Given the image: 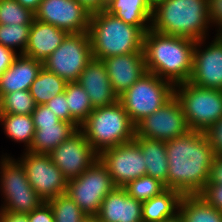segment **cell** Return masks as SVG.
<instances>
[{"label": "cell", "instance_id": "obj_7", "mask_svg": "<svg viewBox=\"0 0 222 222\" xmlns=\"http://www.w3.org/2000/svg\"><path fill=\"white\" fill-rule=\"evenodd\" d=\"M174 96V85L151 72H146L118 97L131 121L136 125Z\"/></svg>", "mask_w": 222, "mask_h": 222}, {"label": "cell", "instance_id": "obj_26", "mask_svg": "<svg viewBox=\"0 0 222 222\" xmlns=\"http://www.w3.org/2000/svg\"><path fill=\"white\" fill-rule=\"evenodd\" d=\"M178 214L184 222H222V212L197 194L182 196Z\"/></svg>", "mask_w": 222, "mask_h": 222}, {"label": "cell", "instance_id": "obj_36", "mask_svg": "<svg viewBox=\"0 0 222 222\" xmlns=\"http://www.w3.org/2000/svg\"><path fill=\"white\" fill-rule=\"evenodd\" d=\"M197 195L222 212V184L206 183Z\"/></svg>", "mask_w": 222, "mask_h": 222}, {"label": "cell", "instance_id": "obj_35", "mask_svg": "<svg viewBox=\"0 0 222 222\" xmlns=\"http://www.w3.org/2000/svg\"><path fill=\"white\" fill-rule=\"evenodd\" d=\"M45 104L61 121L72 123L77 129L80 128V125L70 115L65 92L56 95Z\"/></svg>", "mask_w": 222, "mask_h": 222}, {"label": "cell", "instance_id": "obj_13", "mask_svg": "<svg viewBox=\"0 0 222 222\" xmlns=\"http://www.w3.org/2000/svg\"><path fill=\"white\" fill-rule=\"evenodd\" d=\"M116 187H124L130 181L146 175V164L139 144L131 142L107 148L99 154Z\"/></svg>", "mask_w": 222, "mask_h": 222}, {"label": "cell", "instance_id": "obj_31", "mask_svg": "<svg viewBox=\"0 0 222 222\" xmlns=\"http://www.w3.org/2000/svg\"><path fill=\"white\" fill-rule=\"evenodd\" d=\"M52 208L55 222H81L87 217L80 207L66 194L47 201Z\"/></svg>", "mask_w": 222, "mask_h": 222}, {"label": "cell", "instance_id": "obj_30", "mask_svg": "<svg viewBox=\"0 0 222 222\" xmlns=\"http://www.w3.org/2000/svg\"><path fill=\"white\" fill-rule=\"evenodd\" d=\"M35 107L29 90L11 92L0 98V113L32 115Z\"/></svg>", "mask_w": 222, "mask_h": 222}, {"label": "cell", "instance_id": "obj_45", "mask_svg": "<svg viewBox=\"0 0 222 222\" xmlns=\"http://www.w3.org/2000/svg\"><path fill=\"white\" fill-rule=\"evenodd\" d=\"M16 1L26 9H29L31 12L35 13L42 0H16Z\"/></svg>", "mask_w": 222, "mask_h": 222}, {"label": "cell", "instance_id": "obj_5", "mask_svg": "<svg viewBox=\"0 0 222 222\" xmlns=\"http://www.w3.org/2000/svg\"><path fill=\"white\" fill-rule=\"evenodd\" d=\"M79 129L98 154L107 148L131 142L136 135L135 124L119 100L93 109Z\"/></svg>", "mask_w": 222, "mask_h": 222}, {"label": "cell", "instance_id": "obj_6", "mask_svg": "<svg viewBox=\"0 0 222 222\" xmlns=\"http://www.w3.org/2000/svg\"><path fill=\"white\" fill-rule=\"evenodd\" d=\"M190 130L204 132L222 117V90L202 88L191 82L174 86Z\"/></svg>", "mask_w": 222, "mask_h": 222}, {"label": "cell", "instance_id": "obj_12", "mask_svg": "<svg viewBox=\"0 0 222 222\" xmlns=\"http://www.w3.org/2000/svg\"><path fill=\"white\" fill-rule=\"evenodd\" d=\"M135 129L137 137L165 142L190 131L181 104L175 95L157 111L140 120Z\"/></svg>", "mask_w": 222, "mask_h": 222}, {"label": "cell", "instance_id": "obj_1", "mask_svg": "<svg viewBox=\"0 0 222 222\" xmlns=\"http://www.w3.org/2000/svg\"><path fill=\"white\" fill-rule=\"evenodd\" d=\"M168 158L167 189L182 195H196L209 180L215 157L211 145L202 131L190 130L186 134L165 142Z\"/></svg>", "mask_w": 222, "mask_h": 222}, {"label": "cell", "instance_id": "obj_10", "mask_svg": "<svg viewBox=\"0 0 222 222\" xmlns=\"http://www.w3.org/2000/svg\"><path fill=\"white\" fill-rule=\"evenodd\" d=\"M92 59L89 34L69 33L43 63V67L66 82H77L81 72Z\"/></svg>", "mask_w": 222, "mask_h": 222}, {"label": "cell", "instance_id": "obj_24", "mask_svg": "<svg viewBox=\"0 0 222 222\" xmlns=\"http://www.w3.org/2000/svg\"><path fill=\"white\" fill-rule=\"evenodd\" d=\"M182 194L174 189H166L160 195L142 202L143 222H163L178 214Z\"/></svg>", "mask_w": 222, "mask_h": 222}, {"label": "cell", "instance_id": "obj_8", "mask_svg": "<svg viewBox=\"0 0 222 222\" xmlns=\"http://www.w3.org/2000/svg\"><path fill=\"white\" fill-rule=\"evenodd\" d=\"M0 164L1 190L5 199L0 210L28 214L45 202L30 185L18 160L6 155Z\"/></svg>", "mask_w": 222, "mask_h": 222}, {"label": "cell", "instance_id": "obj_2", "mask_svg": "<svg viewBox=\"0 0 222 222\" xmlns=\"http://www.w3.org/2000/svg\"><path fill=\"white\" fill-rule=\"evenodd\" d=\"M195 45L194 40L149 29L143 37L146 70L174 86L189 81Z\"/></svg>", "mask_w": 222, "mask_h": 222}, {"label": "cell", "instance_id": "obj_4", "mask_svg": "<svg viewBox=\"0 0 222 222\" xmlns=\"http://www.w3.org/2000/svg\"><path fill=\"white\" fill-rule=\"evenodd\" d=\"M88 34L94 59L144 53V33L105 10L91 14Z\"/></svg>", "mask_w": 222, "mask_h": 222}, {"label": "cell", "instance_id": "obj_28", "mask_svg": "<svg viewBox=\"0 0 222 222\" xmlns=\"http://www.w3.org/2000/svg\"><path fill=\"white\" fill-rule=\"evenodd\" d=\"M0 122L10 139L24 142L26 151L30 148L35 133L32 115L0 113Z\"/></svg>", "mask_w": 222, "mask_h": 222}, {"label": "cell", "instance_id": "obj_17", "mask_svg": "<svg viewBox=\"0 0 222 222\" xmlns=\"http://www.w3.org/2000/svg\"><path fill=\"white\" fill-rule=\"evenodd\" d=\"M114 93L119 97L128 90L144 73V53H130L102 59Z\"/></svg>", "mask_w": 222, "mask_h": 222}, {"label": "cell", "instance_id": "obj_49", "mask_svg": "<svg viewBox=\"0 0 222 222\" xmlns=\"http://www.w3.org/2000/svg\"><path fill=\"white\" fill-rule=\"evenodd\" d=\"M153 7L162 0H147Z\"/></svg>", "mask_w": 222, "mask_h": 222}, {"label": "cell", "instance_id": "obj_39", "mask_svg": "<svg viewBox=\"0 0 222 222\" xmlns=\"http://www.w3.org/2000/svg\"><path fill=\"white\" fill-rule=\"evenodd\" d=\"M28 222H55L49 203L43 202L39 207L28 213Z\"/></svg>", "mask_w": 222, "mask_h": 222}, {"label": "cell", "instance_id": "obj_42", "mask_svg": "<svg viewBox=\"0 0 222 222\" xmlns=\"http://www.w3.org/2000/svg\"><path fill=\"white\" fill-rule=\"evenodd\" d=\"M207 183L222 184V156H215Z\"/></svg>", "mask_w": 222, "mask_h": 222}, {"label": "cell", "instance_id": "obj_44", "mask_svg": "<svg viewBox=\"0 0 222 222\" xmlns=\"http://www.w3.org/2000/svg\"><path fill=\"white\" fill-rule=\"evenodd\" d=\"M77 1L91 13L100 11V0H77Z\"/></svg>", "mask_w": 222, "mask_h": 222}, {"label": "cell", "instance_id": "obj_9", "mask_svg": "<svg viewBox=\"0 0 222 222\" xmlns=\"http://www.w3.org/2000/svg\"><path fill=\"white\" fill-rule=\"evenodd\" d=\"M115 187L107 167L98 159L79 177L68 180L66 193L87 216H96Z\"/></svg>", "mask_w": 222, "mask_h": 222}, {"label": "cell", "instance_id": "obj_3", "mask_svg": "<svg viewBox=\"0 0 222 222\" xmlns=\"http://www.w3.org/2000/svg\"><path fill=\"white\" fill-rule=\"evenodd\" d=\"M208 24V0H162L153 7L150 29L198 41L206 38Z\"/></svg>", "mask_w": 222, "mask_h": 222}, {"label": "cell", "instance_id": "obj_37", "mask_svg": "<svg viewBox=\"0 0 222 222\" xmlns=\"http://www.w3.org/2000/svg\"><path fill=\"white\" fill-rule=\"evenodd\" d=\"M215 156H222V117L204 132Z\"/></svg>", "mask_w": 222, "mask_h": 222}, {"label": "cell", "instance_id": "obj_41", "mask_svg": "<svg viewBox=\"0 0 222 222\" xmlns=\"http://www.w3.org/2000/svg\"><path fill=\"white\" fill-rule=\"evenodd\" d=\"M17 54L19 53L0 44V77L12 65Z\"/></svg>", "mask_w": 222, "mask_h": 222}, {"label": "cell", "instance_id": "obj_11", "mask_svg": "<svg viewBox=\"0 0 222 222\" xmlns=\"http://www.w3.org/2000/svg\"><path fill=\"white\" fill-rule=\"evenodd\" d=\"M18 161L25 169L30 185L45 202L66 194L68 180L49 154L26 151Z\"/></svg>", "mask_w": 222, "mask_h": 222}, {"label": "cell", "instance_id": "obj_19", "mask_svg": "<svg viewBox=\"0 0 222 222\" xmlns=\"http://www.w3.org/2000/svg\"><path fill=\"white\" fill-rule=\"evenodd\" d=\"M100 222H143L142 202L130 197L124 187H115L102 201Z\"/></svg>", "mask_w": 222, "mask_h": 222}, {"label": "cell", "instance_id": "obj_34", "mask_svg": "<svg viewBox=\"0 0 222 222\" xmlns=\"http://www.w3.org/2000/svg\"><path fill=\"white\" fill-rule=\"evenodd\" d=\"M30 27L31 25L0 24V44L14 51L18 46L20 47L19 54H24L28 45Z\"/></svg>", "mask_w": 222, "mask_h": 222}, {"label": "cell", "instance_id": "obj_33", "mask_svg": "<svg viewBox=\"0 0 222 222\" xmlns=\"http://www.w3.org/2000/svg\"><path fill=\"white\" fill-rule=\"evenodd\" d=\"M33 20L34 13L16 0H0V24L31 25Z\"/></svg>", "mask_w": 222, "mask_h": 222}, {"label": "cell", "instance_id": "obj_47", "mask_svg": "<svg viewBox=\"0 0 222 222\" xmlns=\"http://www.w3.org/2000/svg\"><path fill=\"white\" fill-rule=\"evenodd\" d=\"M163 222H184L183 219L180 217L179 214H177L174 218L165 220Z\"/></svg>", "mask_w": 222, "mask_h": 222}, {"label": "cell", "instance_id": "obj_40", "mask_svg": "<svg viewBox=\"0 0 222 222\" xmlns=\"http://www.w3.org/2000/svg\"><path fill=\"white\" fill-rule=\"evenodd\" d=\"M208 16L210 23L219 27L216 36L222 37V0H208Z\"/></svg>", "mask_w": 222, "mask_h": 222}, {"label": "cell", "instance_id": "obj_14", "mask_svg": "<svg viewBox=\"0 0 222 222\" xmlns=\"http://www.w3.org/2000/svg\"><path fill=\"white\" fill-rule=\"evenodd\" d=\"M49 155L67 180L79 177L99 159V154L80 129L61 142Z\"/></svg>", "mask_w": 222, "mask_h": 222}, {"label": "cell", "instance_id": "obj_23", "mask_svg": "<svg viewBox=\"0 0 222 222\" xmlns=\"http://www.w3.org/2000/svg\"><path fill=\"white\" fill-rule=\"evenodd\" d=\"M134 140L139 144L145 159L146 175L151 176L167 189L168 158L165 141L137 137Z\"/></svg>", "mask_w": 222, "mask_h": 222}, {"label": "cell", "instance_id": "obj_22", "mask_svg": "<svg viewBox=\"0 0 222 222\" xmlns=\"http://www.w3.org/2000/svg\"><path fill=\"white\" fill-rule=\"evenodd\" d=\"M104 10L125 23L137 26L144 34L150 29L153 6L147 0H111Z\"/></svg>", "mask_w": 222, "mask_h": 222}, {"label": "cell", "instance_id": "obj_16", "mask_svg": "<svg viewBox=\"0 0 222 222\" xmlns=\"http://www.w3.org/2000/svg\"><path fill=\"white\" fill-rule=\"evenodd\" d=\"M203 41H196L189 82L202 88L222 90V37H215L211 45L200 50Z\"/></svg>", "mask_w": 222, "mask_h": 222}, {"label": "cell", "instance_id": "obj_15", "mask_svg": "<svg viewBox=\"0 0 222 222\" xmlns=\"http://www.w3.org/2000/svg\"><path fill=\"white\" fill-rule=\"evenodd\" d=\"M91 14L77 0H42L34 19L68 33H88Z\"/></svg>", "mask_w": 222, "mask_h": 222}, {"label": "cell", "instance_id": "obj_27", "mask_svg": "<svg viewBox=\"0 0 222 222\" xmlns=\"http://www.w3.org/2000/svg\"><path fill=\"white\" fill-rule=\"evenodd\" d=\"M66 84L67 82L64 79L42 67L38 76L31 84L29 91L35 104L40 105L63 93Z\"/></svg>", "mask_w": 222, "mask_h": 222}, {"label": "cell", "instance_id": "obj_32", "mask_svg": "<svg viewBox=\"0 0 222 222\" xmlns=\"http://www.w3.org/2000/svg\"><path fill=\"white\" fill-rule=\"evenodd\" d=\"M124 188L130 197L140 202L148 201L166 190L163 183L148 175L130 181Z\"/></svg>", "mask_w": 222, "mask_h": 222}, {"label": "cell", "instance_id": "obj_48", "mask_svg": "<svg viewBox=\"0 0 222 222\" xmlns=\"http://www.w3.org/2000/svg\"><path fill=\"white\" fill-rule=\"evenodd\" d=\"M111 0H100V11L105 9L106 4H108Z\"/></svg>", "mask_w": 222, "mask_h": 222}, {"label": "cell", "instance_id": "obj_43", "mask_svg": "<svg viewBox=\"0 0 222 222\" xmlns=\"http://www.w3.org/2000/svg\"><path fill=\"white\" fill-rule=\"evenodd\" d=\"M3 222H28V214L2 211Z\"/></svg>", "mask_w": 222, "mask_h": 222}, {"label": "cell", "instance_id": "obj_21", "mask_svg": "<svg viewBox=\"0 0 222 222\" xmlns=\"http://www.w3.org/2000/svg\"><path fill=\"white\" fill-rule=\"evenodd\" d=\"M42 67L43 63L18 54L12 65L0 77V98L11 92L29 90Z\"/></svg>", "mask_w": 222, "mask_h": 222}, {"label": "cell", "instance_id": "obj_20", "mask_svg": "<svg viewBox=\"0 0 222 222\" xmlns=\"http://www.w3.org/2000/svg\"><path fill=\"white\" fill-rule=\"evenodd\" d=\"M69 33L54 25L34 19L30 31L25 56L44 63L62 44Z\"/></svg>", "mask_w": 222, "mask_h": 222}, {"label": "cell", "instance_id": "obj_29", "mask_svg": "<svg viewBox=\"0 0 222 222\" xmlns=\"http://www.w3.org/2000/svg\"><path fill=\"white\" fill-rule=\"evenodd\" d=\"M64 92L71 117L81 125L94 109L88 94L78 82H67Z\"/></svg>", "mask_w": 222, "mask_h": 222}, {"label": "cell", "instance_id": "obj_50", "mask_svg": "<svg viewBox=\"0 0 222 222\" xmlns=\"http://www.w3.org/2000/svg\"><path fill=\"white\" fill-rule=\"evenodd\" d=\"M0 222H3L2 210H0Z\"/></svg>", "mask_w": 222, "mask_h": 222}, {"label": "cell", "instance_id": "obj_18", "mask_svg": "<svg viewBox=\"0 0 222 222\" xmlns=\"http://www.w3.org/2000/svg\"><path fill=\"white\" fill-rule=\"evenodd\" d=\"M88 94L93 108L108 106L118 101L102 60L92 59L77 81Z\"/></svg>", "mask_w": 222, "mask_h": 222}, {"label": "cell", "instance_id": "obj_46", "mask_svg": "<svg viewBox=\"0 0 222 222\" xmlns=\"http://www.w3.org/2000/svg\"><path fill=\"white\" fill-rule=\"evenodd\" d=\"M81 222H100L96 216H87Z\"/></svg>", "mask_w": 222, "mask_h": 222}, {"label": "cell", "instance_id": "obj_38", "mask_svg": "<svg viewBox=\"0 0 222 222\" xmlns=\"http://www.w3.org/2000/svg\"><path fill=\"white\" fill-rule=\"evenodd\" d=\"M32 118L34 126L54 125L61 121L46 104L36 105Z\"/></svg>", "mask_w": 222, "mask_h": 222}, {"label": "cell", "instance_id": "obj_25", "mask_svg": "<svg viewBox=\"0 0 222 222\" xmlns=\"http://www.w3.org/2000/svg\"><path fill=\"white\" fill-rule=\"evenodd\" d=\"M32 144L27 150L31 153L49 154L61 142L67 140L77 128L69 122L60 121L54 125L34 126Z\"/></svg>", "mask_w": 222, "mask_h": 222}]
</instances>
